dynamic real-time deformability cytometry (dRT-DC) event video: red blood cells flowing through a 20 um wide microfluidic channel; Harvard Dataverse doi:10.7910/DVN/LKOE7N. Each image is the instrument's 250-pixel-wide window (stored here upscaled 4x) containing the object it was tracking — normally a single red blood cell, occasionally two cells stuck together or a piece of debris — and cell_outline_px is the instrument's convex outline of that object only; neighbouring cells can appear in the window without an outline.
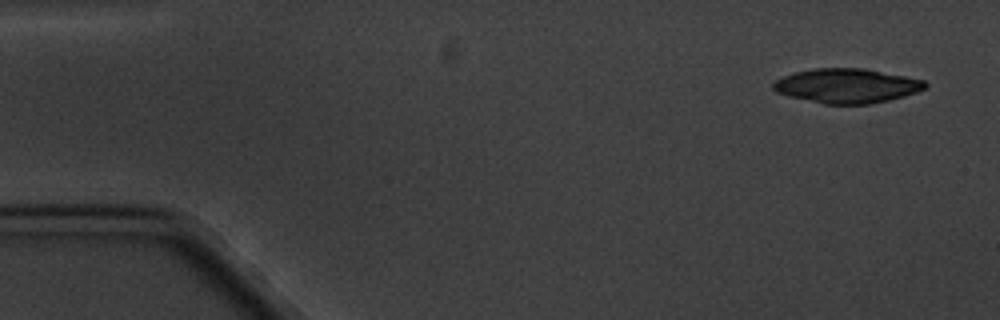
{"species": "common noctule bat (a hibernating species)", "species_latin": "Nyctalus noctula", "temperature_condition": "cold", "stored_images_in_passage": 6, "camera_frame_rate_fps": 3000, "um_per_image_px": 0.085, "animal": {"sex": "male", "body_mass_g": 20.1, "forearm_length_mm": 53.5}, "frame": {"image": 1, "passage_image": 1, "time_ms": 0.0, "image_size_px": [1000, 320], "cell_outline_px": [[928, 84], [924, 88], [916, 92], [904, 96], [888, 100], [868, 104], [824, 104], [788, 96], [776, 92], [772, 88], [772, 84], [776, 80], [784, 76], [796, 72], [812, 68], [864, 68], [924, 80]], "centroid_in_image_um": [71.96, 7.29], "position_along_channel_um": 13.0, "area_um2": 30.35}}